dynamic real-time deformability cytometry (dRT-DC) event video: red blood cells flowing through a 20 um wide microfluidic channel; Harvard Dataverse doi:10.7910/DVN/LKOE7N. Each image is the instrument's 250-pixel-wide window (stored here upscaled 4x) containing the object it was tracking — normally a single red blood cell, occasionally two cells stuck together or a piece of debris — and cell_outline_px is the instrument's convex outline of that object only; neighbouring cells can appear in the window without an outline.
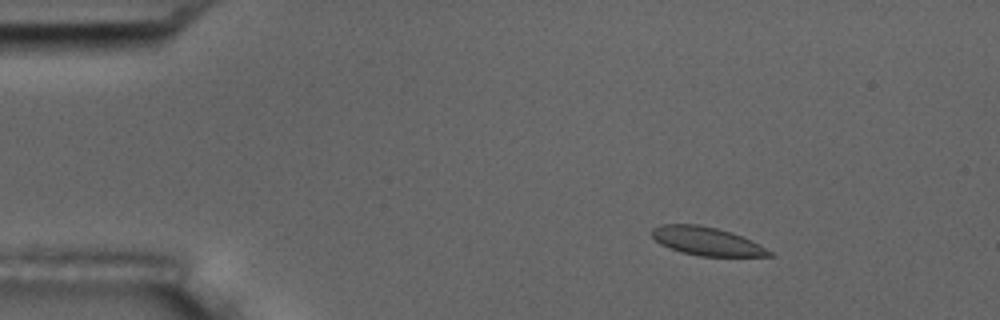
{"species": "common noctule bat (a hibernating species)", "species_latin": "Nyctalus noctula", "temperature_condition": "room temperature", "stored_images_in_passage": 8, "camera_frame_rate_fps": 3000, "um_per_image_px": 0.085, "animal": {"sex": "male", "body_mass_g": 17.5, "forearm_length_mm": 52.3}, "frame": {"image": 1, "passage_image": 2, "time_ms": 1.333, "image_size_px": [1000, 320], "cell_outline_px": [[776, 256], [700, 256], [680, 252], [660, 244], [652, 236], [652, 228], [660, 224], [696, 224], [716, 228], [732, 232], [752, 240], [772, 252]], "centroid_in_image_um": [60.07, 20.5], "position_along_channel_um": 24.9, "area_um2": 19.42}}
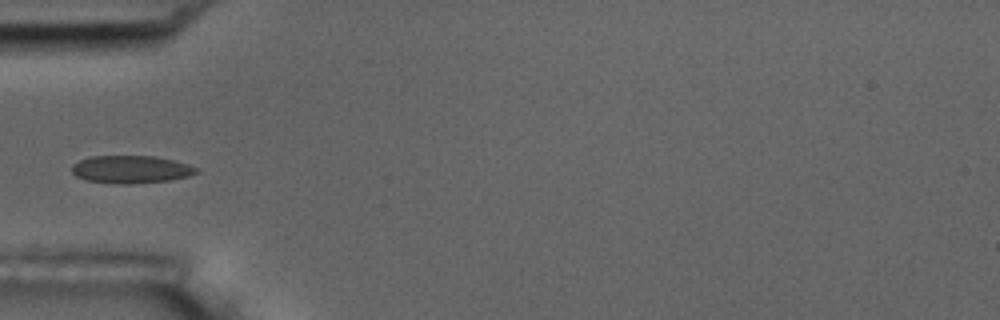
{"frame": {"image": 2, "passage_image": 5, "time_ms": 4.667, "image_size_px": [1000, 320], "cell_outline_px": [[200, 172], [188, 176], [168, 180], [132, 184], [112, 184], [84, 180], [76, 176], [72, 172], [72, 164], [80, 160], [92, 156], [156, 156], [188, 164], [196, 168]], "centroid_in_image_um": [11.1, 14.4], "position_along_channel_um": 73.9, "area_um2": 20.17}}
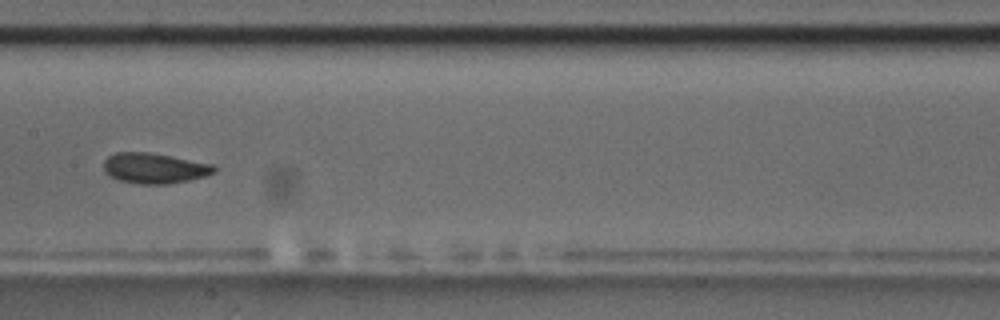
{"frame": {"image": 3, "passage_image": 8, "time_ms": 8.0, "image_size_px": [1000, 320], "cell_outline_px": [[216, 172], [204, 176], [188, 180], [168, 184], [140, 184], [116, 180], [104, 172], [104, 160], [108, 156], [116, 152], [148, 152], [172, 156], [216, 164]], "centroid_in_image_um": [13.13, 14.29], "position_along_channel_um": 194.3, "area_um2": 19.83}}